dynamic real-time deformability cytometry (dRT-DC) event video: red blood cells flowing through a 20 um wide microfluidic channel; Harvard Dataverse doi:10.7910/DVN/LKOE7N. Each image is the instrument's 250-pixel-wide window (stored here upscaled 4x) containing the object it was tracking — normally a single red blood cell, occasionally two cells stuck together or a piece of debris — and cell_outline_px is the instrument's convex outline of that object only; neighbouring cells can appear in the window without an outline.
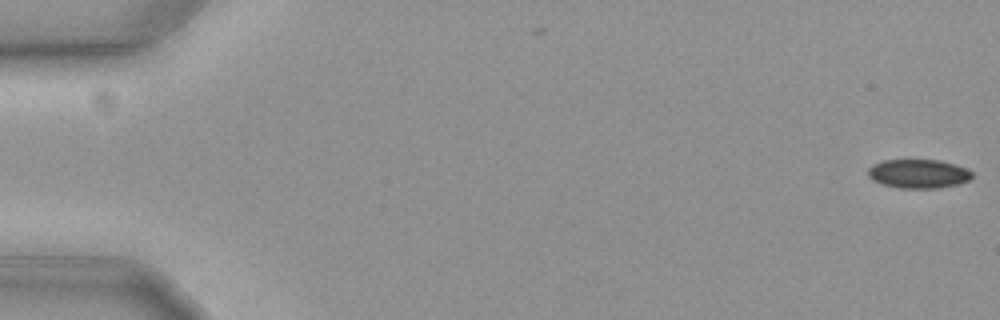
{"species": "common noctule bat (a hibernating species)", "species_latin": "Nyctalus noctula", "temperature_condition": "cold", "stored_images_in_passage": 18, "camera_frame_rate_fps": 3000, "um_per_image_px": 0.085, "animal": {"sex": "female", "body_mass_g": 19.3, "forearm_length_mm": 54.1}, "frame": {"image": 1, "passage_image": 1, "time_ms": 0.0, "image_size_px": [1000, 320], "cell_outline_px": [[972, 176], [968, 180], [956, 184], [936, 188], [900, 188], [880, 184], [872, 180], [868, 176], [868, 168], [872, 164], [884, 160], [940, 160], [964, 168], [972, 172]], "centroid_in_image_um": [77.99, 14.77], "position_along_channel_um": 7.0, "area_um2": 17.4}}
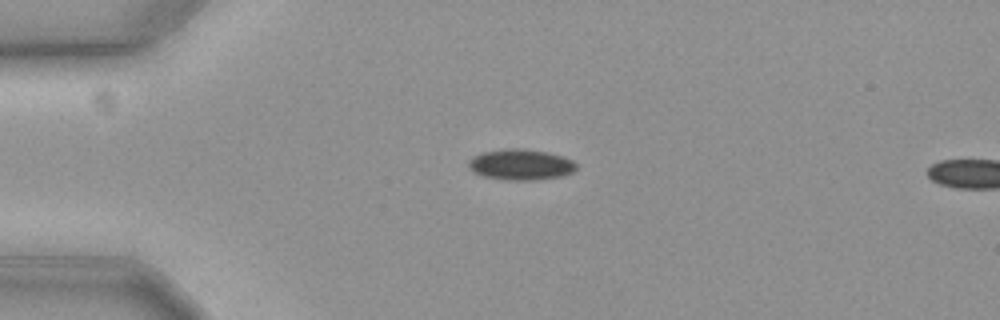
{"frame": {"image": 2, "passage_image": 15, "time_ms": 4.667, "image_size_px": [1000, 320], "cell_outline_px": [[576, 168], [572, 172], [564, 176], [536, 180], [504, 180], [480, 176], [472, 172], [468, 168], [468, 160], [472, 156], [484, 152], [508, 148], [520, 148], [548, 152], [572, 160], [576, 164]], "centroid_in_image_um": [44.21, 14.0], "position_along_channel_um": 40.8, "area_um2": 19.59}}